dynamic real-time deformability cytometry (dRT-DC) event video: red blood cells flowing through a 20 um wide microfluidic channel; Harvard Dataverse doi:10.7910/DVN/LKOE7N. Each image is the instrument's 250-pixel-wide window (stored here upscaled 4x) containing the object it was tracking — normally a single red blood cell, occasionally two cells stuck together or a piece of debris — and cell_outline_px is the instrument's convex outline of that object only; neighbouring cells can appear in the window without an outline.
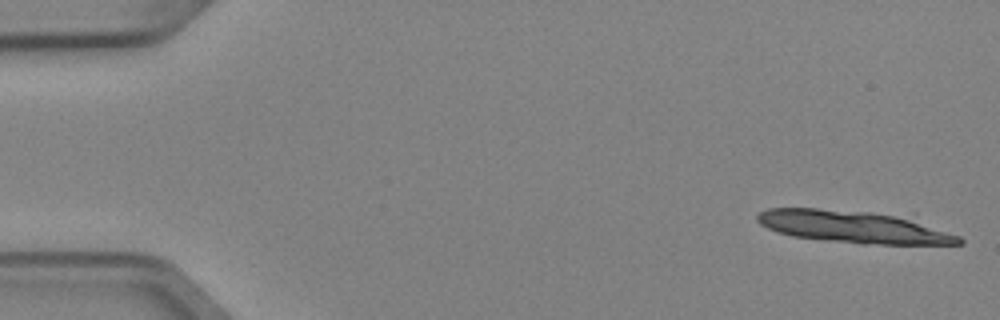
{"species": "Egyptian fruit bat (a non-hibernating species)", "species_latin": "Rousettus aegyptiacus", "temperature_condition": "cold", "stored_images_in_passage": 6, "camera_frame_rate_fps": 3000, "um_per_image_px": 0.085, "animal": {"sex": "female"}, "frame": {"image": 1, "passage_image": 1, "time_ms": 0.0, "image_size_px": [1000, 320], "cell_outline_px": [[964, 244], [860, 244], [792, 236], [776, 232], [760, 224], [756, 220], [756, 216], [760, 212], [768, 208], [816, 208], [868, 212], [892, 216], [908, 220], [960, 236], [964, 240]], "centroid_in_image_um": [72.43, 19.3], "position_along_channel_um": 12.6, "area_um2": 36.88}}